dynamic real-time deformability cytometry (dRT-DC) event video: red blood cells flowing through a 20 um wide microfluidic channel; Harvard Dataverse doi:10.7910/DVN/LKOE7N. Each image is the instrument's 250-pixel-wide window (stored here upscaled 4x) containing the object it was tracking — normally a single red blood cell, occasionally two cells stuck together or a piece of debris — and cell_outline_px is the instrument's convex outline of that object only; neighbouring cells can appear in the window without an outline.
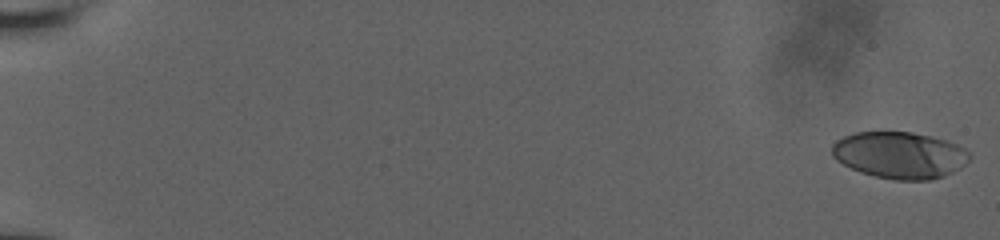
{"species": "human", "species_latin": "Homo sapiens", "temperature_condition": "room temperature", "stored_images_in_passage": 12, "camera_frame_rate_fps": 3000, "um_per_image_px": 0.085, "donor": {"sex": "male"}, "frame": {"image": 1, "passage_image": 1, "time_ms": 0.0, "image_size_px": [1000, 240], "cell_outline_px": [[972, 156], [960, 168], [944, 176], [928, 180], [896, 180], [876, 176], [860, 172], [836, 160], [832, 156], [832, 144], [836, 140], [844, 136], [856, 132], [912, 132], [944, 140], [956, 144], [972, 152]], "centroid_in_image_um": [76.48, 13.18], "position_along_channel_um": 8.5, "area_um2": 37.34}}
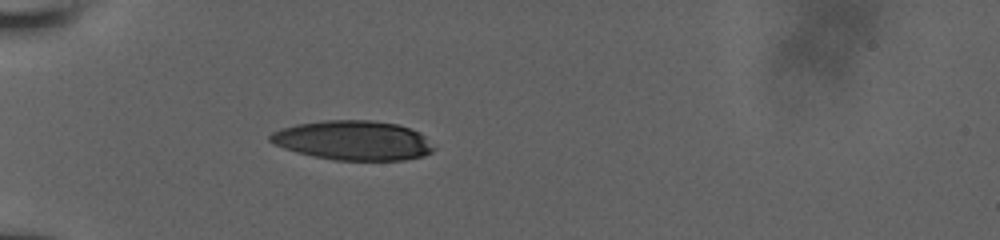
{"frame": {"image": 2, "passage_image": 9, "time_ms": 6.333, "image_size_px": [1000, 240], "cell_outline_px": [[436, 148], [432, 152], [424, 156], [404, 160], [332, 160], [312, 156], [296, 152], [284, 148], [268, 140], [268, 136], [272, 132], [280, 128], [296, 124], [324, 120], [372, 120], [400, 124], [420, 132]], "centroid_in_image_um": [30.03, 11.93], "position_along_channel_um": 55.0, "area_um2": 37.97}}
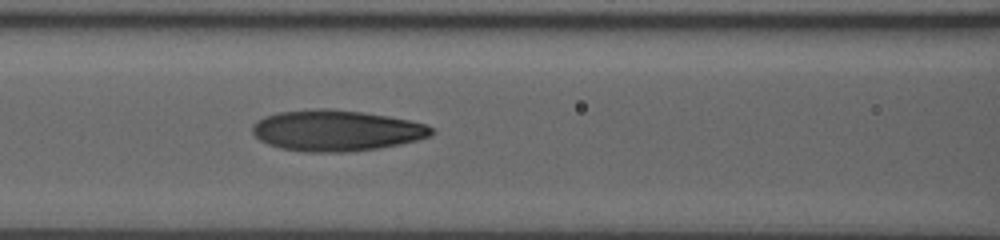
{"frame": {"image": 3, "passage_image": 12, "time_ms": 9.0, "image_size_px": [1000, 240], "cell_outline_px": [[432, 136], [400, 144], [380, 148], [344, 152], [304, 152], [280, 148], [268, 144], [260, 140], [252, 132], [252, 124], [256, 120], [264, 116], [276, 112], [316, 108], [332, 108], [364, 112], [388, 116], [428, 124], [432, 128]], "centroid_in_image_um": [28.56, 11.09], "position_along_channel_um": 138.0, "area_um2": 43.12}}